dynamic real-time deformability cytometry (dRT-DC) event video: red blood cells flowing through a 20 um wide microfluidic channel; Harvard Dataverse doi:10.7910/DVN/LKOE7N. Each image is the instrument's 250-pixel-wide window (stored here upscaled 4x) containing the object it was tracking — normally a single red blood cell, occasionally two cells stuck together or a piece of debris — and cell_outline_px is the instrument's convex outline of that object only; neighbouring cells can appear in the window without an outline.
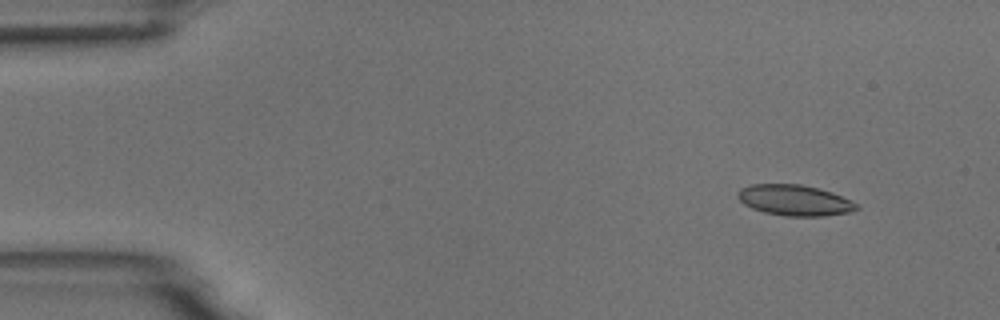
{"species": "common noctule bat (a hibernating species)", "species_latin": "Nyctalus noctula", "temperature_condition": "room temperature", "stored_images_in_passage": 4, "camera_frame_rate_fps": 3000, "um_per_image_px": 0.085, "animal": {"sex": "male", "body_mass_g": 18.8}, "frame": {"image": 1, "passage_image": 2, "time_ms": 1.0, "image_size_px": [1000, 320], "cell_outline_px": [[860, 208], [852, 212], [824, 216], [784, 216], [764, 212], [752, 208], [744, 204], [736, 196], [736, 192], [740, 188], [752, 184], [800, 184], [832, 192], [852, 200]], "centroid_in_image_um": [67.54, 17.02], "position_along_channel_um": 17.5, "area_um2": 21.44}}